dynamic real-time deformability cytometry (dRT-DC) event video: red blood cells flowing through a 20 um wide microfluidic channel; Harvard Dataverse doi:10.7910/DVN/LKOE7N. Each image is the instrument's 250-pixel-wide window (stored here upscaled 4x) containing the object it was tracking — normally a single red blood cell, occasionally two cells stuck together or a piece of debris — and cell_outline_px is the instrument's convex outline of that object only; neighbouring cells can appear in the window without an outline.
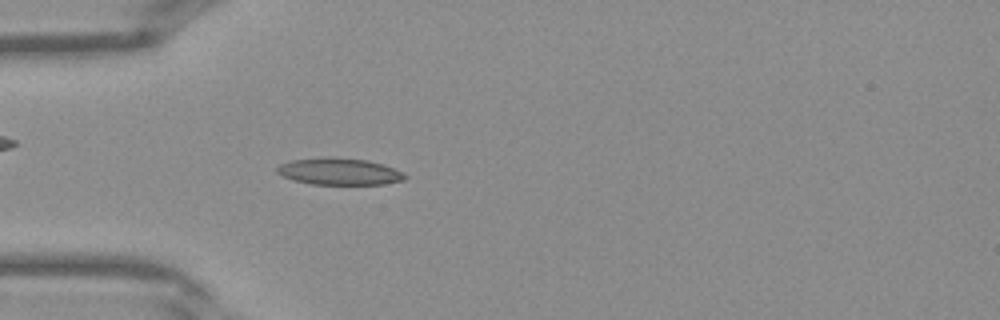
{"species": "Egyptian fruit bat (a non-hibernating species)", "species_latin": "Rousettus aegyptiacus", "temperature_condition": "warm", "stored_images_in_passage": 39, "camera_frame_rate_fps": 3000, "um_per_image_px": 0.085, "frame": {"image": 1, "passage_image": 11, "time_ms": 3.333, "image_size_px": [1000, 320], "cell_outline_px": [[408, 176], [404, 180], [384, 184], [312, 184], [292, 180], [276, 172], [276, 168], [280, 164], [292, 160], [324, 156], [332, 156], [368, 160], [384, 164]], "centroid_in_image_um": [28.82, 14.56], "position_along_channel_um": 56.2, "area_um2": 20.11}}
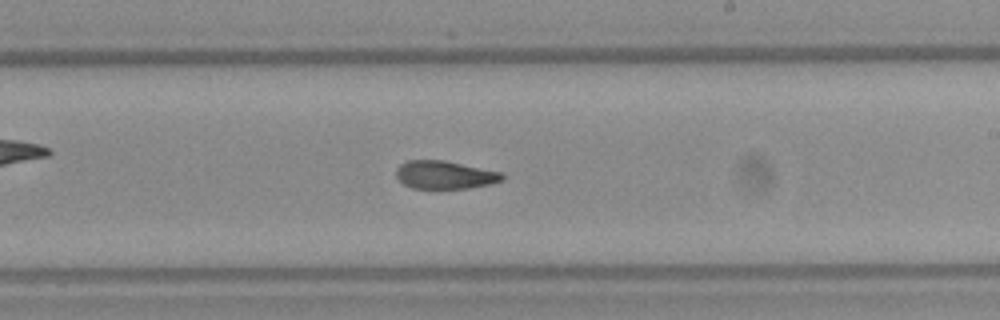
{"frame": {"image": 2, "passage_image": 23, "time_ms": 7.333, "image_size_px": [1000, 320], "cell_outline_px": [[504, 180], [492, 184], [468, 188], [412, 188], [404, 184], [396, 176], [396, 168], [400, 164], [408, 160], [444, 160], [504, 172]], "centroid_in_image_um": [37.85, 14.85], "position_along_channel_um": 251.2, "area_um2": 17.51}}
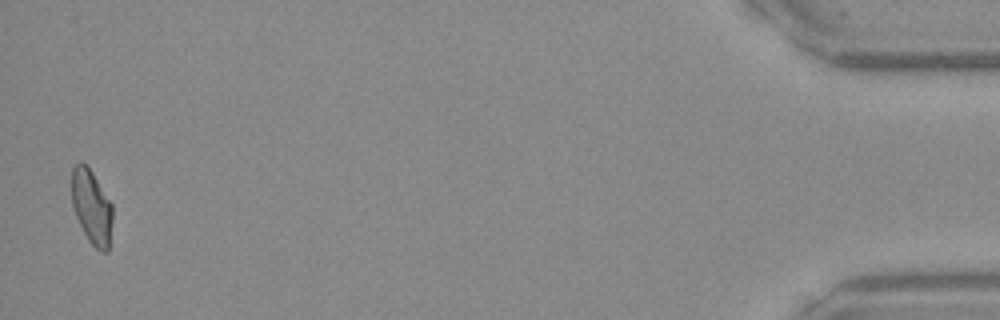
{"frame": {"image": 3, "passage_image": 39, "time_ms": 12.667, "image_size_px": [1000, 320], "cell_outline_px": [[112, 220], [108, 252], [100, 252], [88, 240], [76, 216], [72, 204], [72, 168], [80, 160], [92, 172], [112, 204]], "centroid_in_image_um": [7.79, 17.6], "position_along_channel_um": 427.4, "area_um2": 17.51}}